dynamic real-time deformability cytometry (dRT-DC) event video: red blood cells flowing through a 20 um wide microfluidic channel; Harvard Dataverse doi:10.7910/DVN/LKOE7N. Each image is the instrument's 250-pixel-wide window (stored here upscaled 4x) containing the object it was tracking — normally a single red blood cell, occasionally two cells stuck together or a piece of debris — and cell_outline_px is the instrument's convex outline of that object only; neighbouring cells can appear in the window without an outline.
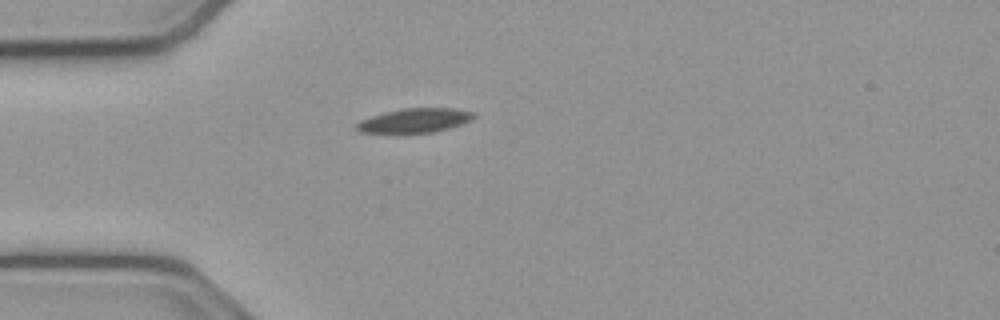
{"species": "common noctule bat (a hibernating species)", "species_latin": "Nyctalus noctula", "temperature_condition": "cold", "stored_images_in_passage": 40, "camera_frame_rate_fps": 3000, "um_per_image_px": 0.085, "animal": {"sex": "male", "body_mass_g": 23.1, "forearm_length_mm": 52.7}, "frame": {"image": 1, "passage_image": 1, "time_ms": 0.0, "image_size_px": [1000, 320], "cell_outline_px": [[472, 116], [456, 124], [444, 128], [428, 132], [368, 132], [360, 128], [356, 124], [364, 120], [376, 116], [392, 112], [412, 108], [444, 108], [468, 112]], "centroid_in_image_um": [35.21, 10.24], "position_along_channel_um": 49.8, "area_um2": 14.51}}
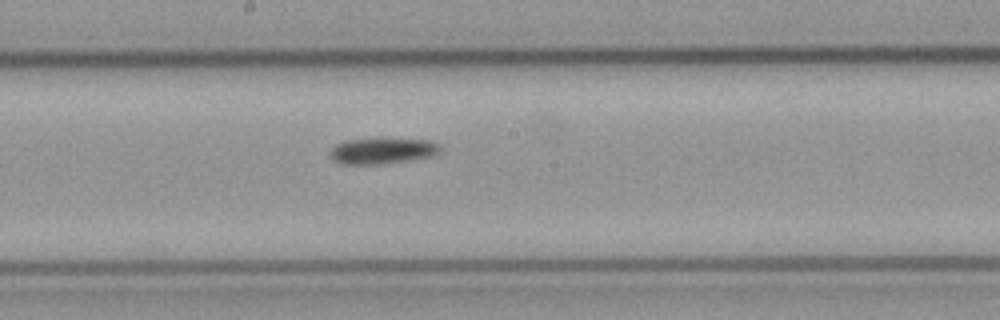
{"frame": {"image": 2, "passage_image": 15, "time_ms": 4.667, "image_size_px": [1000, 320], "cell_outline_px": [[436, 152], [420, 156], [396, 160], [360, 164], [356, 164], [340, 160], [332, 156], [332, 152], [340, 144], [356, 140], [412, 140], [432, 144], [436, 148]], "centroid_in_image_um": [32.38, 12.81], "position_along_channel_um": 215.8, "area_um2": 13.58}}
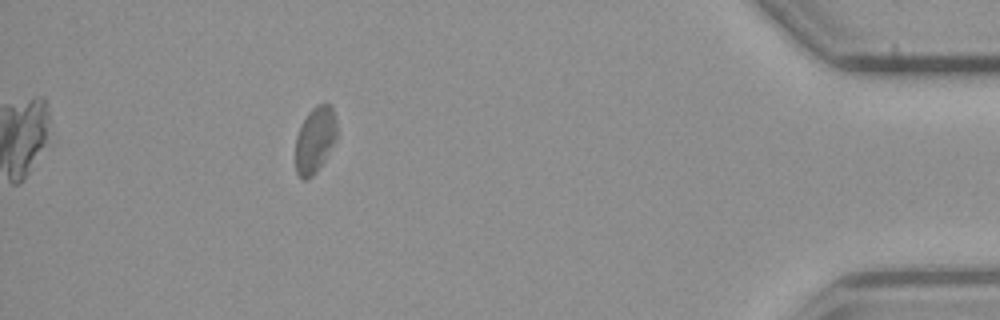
{"frame": {"image": 3, "passage_image": 35, "time_ms": 11.333, "image_size_px": [1000, 320], "cell_outline_px": [[336, 132], [320, 164], [308, 176], [300, 176], [296, 172], [296, 136], [304, 120], [312, 108], [320, 104], [328, 104], [332, 108], [336, 128]], "centroid_in_image_um": [26.72, 11.8], "position_along_channel_um": 408.5, "area_um2": 14.45}, "authors_computed_cell_mechanics": {"area_um2": 13.8431, "velocity_mm_per_s": 3.7786, "shape_relaxation_time_tau1_ms": null, "shape_relaxation_time_tau2_ms": 8.1246, "deformation_change_tau1": null, "deformation_change_tau2": 0.1378}}